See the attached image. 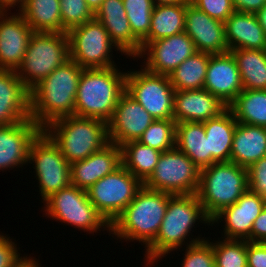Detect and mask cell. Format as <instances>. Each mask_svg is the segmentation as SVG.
<instances>
[{"label": "cell", "instance_id": "1", "mask_svg": "<svg viewBox=\"0 0 266 267\" xmlns=\"http://www.w3.org/2000/svg\"><path fill=\"white\" fill-rule=\"evenodd\" d=\"M196 222L207 224L208 227L211 224V219L206 215L197 194L173 195L168 201L166 213L155 240L144 249L146 257H144L146 262L144 265L154 266L172 251L184 249L188 245L205 240L206 237L201 238L199 235L193 238L191 235L193 227L197 225ZM190 235L192 238L189 237Z\"/></svg>", "mask_w": 266, "mask_h": 267}, {"label": "cell", "instance_id": "2", "mask_svg": "<svg viewBox=\"0 0 266 267\" xmlns=\"http://www.w3.org/2000/svg\"><path fill=\"white\" fill-rule=\"evenodd\" d=\"M83 68L67 60L30 90V117L43 130L75 115V97Z\"/></svg>", "mask_w": 266, "mask_h": 267}, {"label": "cell", "instance_id": "3", "mask_svg": "<svg viewBox=\"0 0 266 267\" xmlns=\"http://www.w3.org/2000/svg\"><path fill=\"white\" fill-rule=\"evenodd\" d=\"M173 195L142 186L135 198L110 225V235L123 241H138L146 249L156 238Z\"/></svg>", "mask_w": 266, "mask_h": 267}, {"label": "cell", "instance_id": "4", "mask_svg": "<svg viewBox=\"0 0 266 267\" xmlns=\"http://www.w3.org/2000/svg\"><path fill=\"white\" fill-rule=\"evenodd\" d=\"M126 74L117 66L83 69L75 97V116L108 123L126 91Z\"/></svg>", "mask_w": 266, "mask_h": 267}, {"label": "cell", "instance_id": "5", "mask_svg": "<svg viewBox=\"0 0 266 267\" xmlns=\"http://www.w3.org/2000/svg\"><path fill=\"white\" fill-rule=\"evenodd\" d=\"M43 130L69 164L86 159L109 143L107 123L95 118L70 115L51 122Z\"/></svg>", "mask_w": 266, "mask_h": 267}, {"label": "cell", "instance_id": "6", "mask_svg": "<svg viewBox=\"0 0 266 267\" xmlns=\"http://www.w3.org/2000/svg\"><path fill=\"white\" fill-rule=\"evenodd\" d=\"M247 190V168L229 161L201 169L196 194L206 215L212 219L222 209L236 203Z\"/></svg>", "mask_w": 266, "mask_h": 267}, {"label": "cell", "instance_id": "7", "mask_svg": "<svg viewBox=\"0 0 266 267\" xmlns=\"http://www.w3.org/2000/svg\"><path fill=\"white\" fill-rule=\"evenodd\" d=\"M70 59L67 32H34L17 76L30 91L56 68Z\"/></svg>", "mask_w": 266, "mask_h": 267}, {"label": "cell", "instance_id": "8", "mask_svg": "<svg viewBox=\"0 0 266 267\" xmlns=\"http://www.w3.org/2000/svg\"><path fill=\"white\" fill-rule=\"evenodd\" d=\"M43 203L45 217L69 224L88 234L94 235L103 228V231L110 233V224L89 200L87 191L75 185L70 184L53 193Z\"/></svg>", "mask_w": 266, "mask_h": 267}, {"label": "cell", "instance_id": "9", "mask_svg": "<svg viewBox=\"0 0 266 267\" xmlns=\"http://www.w3.org/2000/svg\"><path fill=\"white\" fill-rule=\"evenodd\" d=\"M70 59L83 69L117 66L112 58L113 49L124 53L111 40L107 30L95 17L73 27L68 32Z\"/></svg>", "mask_w": 266, "mask_h": 267}, {"label": "cell", "instance_id": "10", "mask_svg": "<svg viewBox=\"0 0 266 267\" xmlns=\"http://www.w3.org/2000/svg\"><path fill=\"white\" fill-rule=\"evenodd\" d=\"M27 164L34 165L42 203L71 184L70 164L44 130L31 143Z\"/></svg>", "mask_w": 266, "mask_h": 267}, {"label": "cell", "instance_id": "11", "mask_svg": "<svg viewBox=\"0 0 266 267\" xmlns=\"http://www.w3.org/2000/svg\"><path fill=\"white\" fill-rule=\"evenodd\" d=\"M200 173L201 169L175 147L161 153L153 173L143 185L172 195L196 194Z\"/></svg>", "mask_w": 266, "mask_h": 267}, {"label": "cell", "instance_id": "12", "mask_svg": "<svg viewBox=\"0 0 266 267\" xmlns=\"http://www.w3.org/2000/svg\"><path fill=\"white\" fill-rule=\"evenodd\" d=\"M142 186L143 183L121 165L86 191L94 207L111 225Z\"/></svg>", "mask_w": 266, "mask_h": 267}, {"label": "cell", "instance_id": "13", "mask_svg": "<svg viewBox=\"0 0 266 267\" xmlns=\"http://www.w3.org/2000/svg\"><path fill=\"white\" fill-rule=\"evenodd\" d=\"M140 69L127 72L126 92L155 120L173 119L175 89L169 77Z\"/></svg>", "mask_w": 266, "mask_h": 267}, {"label": "cell", "instance_id": "14", "mask_svg": "<svg viewBox=\"0 0 266 267\" xmlns=\"http://www.w3.org/2000/svg\"><path fill=\"white\" fill-rule=\"evenodd\" d=\"M142 51L136 58H143V66L151 73L169 76L182 62L196 53L193 40L185 33L141 42ZM146 57V58H145Z\"/></svg>", "mask_w": 266, "mask_h": 267}, {"label": "cell", "instance_id": "15", "mask_svg": "<svg viewBox=\"0 0 266 267\" xmlns=\"http://www.w3.org/2000/svg\"><path fill=\"white\" fill-rule=\"evenodd\" d=\"M155 119L126 91L107 123L109 142L121 146L138 140Z\"/></svg>", "mask_w": 266, "mask_h": 267}, {"label": "cell", "instance_id": "16", "mask_svg": "<svg viewBox=\"0 0 266 267\" xmlns=\"http://www.w3.org/2000/svg\"><path fill=\"white\" fill-rule=\"evenodd\" d=\"M266 206V200L249 189L231 206L225 207L211 219V225L224 221L225 239L251 242L253 222ZM221 220V221H220Z\"/></svg>", "mask_w": 266, "mask_h": 267}, {"label": "cell", "instance_id": "17", "mask_svg": "<svg viewBox=\"0 0 266 267\" xmlns=\"http://www.w3.org/2000/svg\"><path fill=\"white\" fill-rule=\"evenodd\" d=\"M33 33L19 12H0V70L19 68Z\"/></svg>", "mask_w": 266, "mask_h": 267}, {"label": "cell", "instance_id": "18", "mask_svg": "<svg viewBox=\"0 0 266 267\" xmlns=\"http://www.w3.org/2000/svg\"><path fill=\"white\" fill-rule=\"evenodd\" d=\"M42 129L31 119L0 126V170L28 165L29 149Z\"/></svg>", "mask_w": 266, "mask_h": 267}, {"label": "cell", "instance_id": "19", "mask_svg": "<svg viewBox=\"0 0 266 267\" xmlns=\"http://www.w3.org/2000/svg\"><path fill=\"white\" fill-rule=\"evenodd\" d=\"M184 32L193 40L196 51L209 54L228 52L224 22L211 18L189 2Z\"/></svg>", "mask_w": 266, "mask_h": 267}, {"label": "cell", "instance_id": "20", "mask_svg": "<svg viewBox=\"0 0 266 267\" xmlns=\"http://www.w3.org/2000/svg\"><path fill=\"white\" fill-rule=\"evenodd\" d=\"M203 88L227 107L243 91L240 72L230 51L211 54Z\"/></svg>", "mask_w": 266, "mask_h": 267}, {"label": "cell", "instance_id": "21", "mask_svg": "<svg viewBox=\"0 0 266 267\" xmlns=\"http://www.w3.org/2000/svg\"><path fill=\"white\" fill-rule=\"evenodd\" d=\"M121 165L120 146L109 142L86 159L70 164L71 184L88 190L99 179L114 172Z\"/></svg>", "mask_w": 266, "mask_h": 267}, {"label": "cell", "instance_id": "22", "mask_svg": "<svg viewBox=\"0 0 266 267\" xmlns=\"http://www.w3.org/2000/svg\"><path fill=\"white\" fill-rule=\"evenodd\" d=\"M228 107L206 89L175 91L173 120L178 122H205L218 117Z\"/></svg>", "mask_w": 266, "mask_h": 267}, {"label": "cell", "instance_id": "23", "mask_svg": "<svg viewBox=\"0 0 266 267\" xmlns=\"http://www.w3.org/2000/svg\"><path fill=\"white\" fill-rule=\"evenodd\" d=\"M94 17L102 23L111 40L127 57L142 51L141 42L133 35L122 0H103Z\"/></svg>", "mask_w": 266, "mask_h": 267}, {"label": "cell", "instance_id": "24", "mask_svg": "<svg viewBox=\"0 0 266 267\" xmlns=\"http://www.w3.org/2000/svg\"><path fill=\"white\" fill-rule=\"evenodd\" d=\"M30 117V91L16 71L0 70V126L24 121Z\"/></svg>", "mask_w": 266, "mask_h": 267}, {"label": "cell", "instance_id": "25", "mask_svg": "<svg viewBox=\"0 0 266 267\" xmlns=\"http://www.w3.org/2000/svg\"><path fill=\"white\" fill-rule=\"evenodd\" d=\"M224 29L229 51L266 49V34L255 14L234 11L224 22Z\"/></svg>", "mask_w": 266, "mask_h": 267}, {"label": "cell", "instance_id": "26", "mask_svg": "<svg viewBox=\"0 0 266 267\" xmlns=\"http://www.w3.org/2000/svg\"><path fill=\"white\" fill-rule=\"evenodd\" d=\"M266 156V127L238 123L231 147L230 161L248 168Z\"/></svg>", "mask_w": 266, "mask_h": 267}, {"label": "cell", "instance_id": "27", "mask_svg": "<svg viewBox=\"0 0 266 267\" xmlns=\"http://www.w3.org/2000/svg\"><path fill=\"white\" fill-rule=\"evenodd\" d=\"M176 147L185 153L199 169L216 163L211 158L208 138H206L204 123L202 122L176 123Z\"/></svg>", "mask_w": 266, "mask_h": 267}, {"label": "cell", "instance_id": "28", "mask_svg": "<svg viewBox=\"0 0 266 267\" xmlns=\"http://www.w3.org/2000/svg\"><path fill=\"white\" fill-rule=\"evenodd\" d=\"M204 123L206 138H208L211 158L216 162H229L231 147L237 121L232 111L227 108L218 117Z\"/></svg>", "mask_w": 266, "mask_h": 267}, {"label": "cell", "instance_id": "29", "mask_svg": "<svg viewBox=\"0 0 266 267\" xmlns=\"http://www.w3.org/2000/svg\"><path fill=\"white\" fill-rule=\"evenodd\" d=\"M19 13L34 32L64 33L60 0H26Z\"/></svg>", "mask_w": 266, "mask_h": 267}, {"label": "cell", "instance_id": "30", "mask_svg": "<svg viewBox=\"0 0 266 267\" xmlns=\"http://www.w3.org/2000/svg\"><path fill=\"white\" fill-rule=\"evenodd\" d=\"M189 2L154 6L149 34L141 42H152L184 32L186 6Z\"/></svg>", "mask_w": 266, "mask_h": 267}, {"label": "cell", "instance_id": "31", "mask_svg": "<svg viewBox=\"0 0 266 267\" xmlns=\"http://www.w3.org/2000/svg\"><path fill=\"white\" fill-rule=\"evenodd\" d=\"M230 52L237 63L243 90H266V51L234 49Z\"/></svg>", "mask_w": 266, "mask_h": 267}, {"label": "cell", "instance_id": "32", "mask_svg": "<svg viewBox=\"0 0 266 267\" xmlns=\"http://www.w3.org/2000/svg\"><path fill=\"white\" fill-rule=\"evenodd\" d=\"M122 165L144 183L153 173L162 152L138 140L120 146Z\"/></svg>", "mask_w": 266, "mask_h": 267}, {"label": "cell", "instance_id": "33", "mask_svg": "<svg viewBox=\"0 0 266 267\" xmlns=\"http://www.w3.org/2000/svg\"><path fill=\"white\" fill-rule=\"evenodd\" d=\"M211 54L197 51L168 77L175 91L203 89Z\"/></svg>", "mask_w": 266, "mask_h": 267}, {"label": "cell", "instance_id": "34", "mask_svg": "<svg viewBox=\"0 0 266 267\" xmlns=\"http://www.w3.org/2000/svg\"><path fill=\"white\" fill-rule=\"evenodd\" d=\"M228 108L238 123L266 127V90H243Z\"/></svg>", "mask_w": 266, "mask_h": 267}, {"label": "cell", "instance_id": "35", "mask_svg": "<svg viewBox=\"0 0 266 267\" xmlns=\"http://www.w3.org/2000/svg\"><path fill=\"white\" fill-rule=\"evenodd\" d=\"M160 152L176 147V122L173 119L154 120L138 139Z\"/></svg>", "mask_w": 266, "mask_h": 267}, {"label": "cell", "instance_id": "36", "mask_svg": "<svg viewBox=\"0 0 266 267\" xmlns=\"http://www.w3.org/2000/svg\"><path fill=\"white\" fill-rule=\"evenodd\" d=\"M217 239L212 242L215 267H247V240Z\"/></svg>", "mask_w": 266, "mask_h": 267}, {"label": "cell", "instance_id": "37", "mask_svg": "<svg viewBox=\"0 0 266 267\" xmlns=\"http://www.w3.org/2000/svg\"><path fill=\"white\" fill-rule=\"evenodd\" d=\"M133 35L141 42L150 31L152 0H122Z\"/></svg>", "mask_w": 266, "mask_h": 267}, {"label": "cell", "instance_id": "38", "mask_svg": "<svg viewBox=\"0 0 266 267\" xmlns=\"http://www.w3.org/2000/svg\"><path fill=\"white\" fill-rule=\"evenodd\" d=\"M62 27L68 32L94 18L85 0H60Z\"/></svg>", "mask_w": 266, "mask_h": 267}, {"label": "cell", "instance_id": "39", "mask_svg": "<svg viewBox=\"0 0 266 267\" xmlns=\"http://www.w3.org/2000/svg\"><path fill=\"white\" fill-rule=\"evenodd\" d=\"M181 267H215L212 241L205 239L186 246Z\"/></svg>", "mask_w": 266, "mask_h": 267}, {"label": "cell", "instance_id": "40", "mask_svg": "<svg viewBox=\"0 0 266 267\" xmlns=\"http://www.w3.org/2000/svg\"><path fill=\"white\" fill-rule=\"evenodd\" d=\"M190 2L211 18L222 22L235 11L233 0H190Z\"/></svg>", "mask_w": 266, "mask_h": 267}, {"label": "cell", "instance_id": "41", "mask_svg": "<svg viewBox=\"0 0 266 267\" xmlns=\"http://www.w3.org/2000/svg\"><path fill=\"white\" fill-rule=\"evenodd\" d=\"M248 189L266 200V156L248 168Z\"/></svg>", "mask_w": 266, "mask_h": 267}, {"label": "cell", "instance_id": "42", "mask_svg": "<svg viewBox=\"0 0 266 267\" xmlns=\"http://www.w3.org/2000/svg\"><path fill=\"white\" fill-rule=\"evenodd\" d=\"M19 247L10 236L0 233V267H15L25 256H20Z\"/></svg>", "mask_w": 266, "mask_h": 267}, {"label": "cell", "instance_id": "43", "mask_svg": "<svg viewBox=\"0 0 266 267\" xmlns=\"http://www.w3.org/2000/svg\"><path fill=\"white\" fill-rule=\"evenodd\" d=\"M247 267H266V242L247 241Z\"/></svg>", "mask_w": 266, "mask_h": 267}, {"label": "cell", "instance_id": "44", "mask_svg": "<svg viewBox=\"0 0 266 267\" xmlns=\"http://www.w3.org/2000/svg\"><path fill=\"white\" fill-rule=\"evenodd\" d=\"M251 242H266V206L253 222Z\"/></svg>", "mask_w": 266, "mask_h": 267}, {"label": "cell", "instance_id": "45", "mask_svg": "<svg viewBox=\"0 0 266 267\" xmlns=\"http://www.w3.org/2000/svg\"><path fill=\"white\" fill-rule=\"evenodd\" d=\"M266 5V0H233L235 11L242 13H257Z\"/></svg>", "mask_w": 266, "mask_h": 267}, {"label": "cell", "instance_id": "46", "mask_svg": "<svg viewBox=\"0 0 266 267\" xmlns=\"http://www.w3.org/2000/svg\"><path fill=\"white\" fill-rule=\"evenodd\" d=\"M26 0H0V12H9L11 13V8L17 6L18 12L24 6Z\"/></svg>", "mask_w": 266, "mask_h": 267}, {"label": "cell", "instance_id": "47", "mask_svg": "<svg viewBox=\"0 0 266 267\" xmlns=\"http://www.w3.org/2000/svg\"><path fill=\"white\" fill-rule=\"evenodd\" d=\"M26 257L21 260L15 267H41L40 263L36 260V258Z\"/></svg>", "mask_w": 266, "mask_h": 267}, {"label": "cell", "instance_id": "48", "mask_svg": "<svg viewBox=\"0 0 266 267\" xmlns=\"http://www.w3.org/2000/svg\"><path fill=\"white\" fill-rule=\"evenodd\" d=\"M255 15L257 16L258 22L264 30V33L266 34V5L262 7L257 13H255Z\"/></svg>", "mask_w": 266, "mask_h": 267}, {"label": "cell", "instance_id": "49", "mask_svg": "<svg viewBox=\"0 0 266 267\" xmlns=\"http://www.w3.org/2000/svg\"><path fill=\"white\" fill-rule=\"evenodd\" d=\"M154 6H163V5H177L187 2L188 0H152Z\"/></svg>", "mask_w": 266, "mask_h": 267}, {"label": "cell", "instance_id": "50", "mask_svg": "<svg viewBox=\"0 0 266 267\" xmlns=\"http://www.w3.org/2000/svg\"><path fill=\"white\" fill-rule=\"evenodd\" d=\"M87 3V6L92 10L93 13H95L98 8L100 7L103 0H85Z\"/></svg>", "mask_w": 266, "mask_h": 267}]
</instances>
